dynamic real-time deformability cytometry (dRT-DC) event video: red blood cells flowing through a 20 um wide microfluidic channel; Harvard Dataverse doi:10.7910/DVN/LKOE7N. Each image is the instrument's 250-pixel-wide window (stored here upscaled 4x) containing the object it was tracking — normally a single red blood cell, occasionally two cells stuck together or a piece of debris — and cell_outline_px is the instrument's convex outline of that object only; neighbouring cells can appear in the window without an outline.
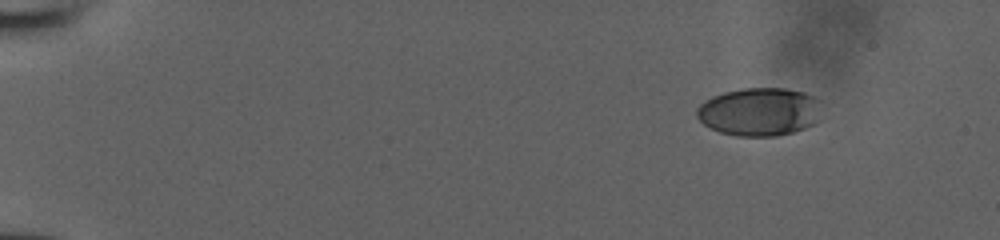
{"species": "human", "species_latin": "Homo sapiens", "temperature_condition": "room temperature", "stored_images_in_passage": 47, "camera_frame_rate_fps": 3000, "um_per_image_px": 0.085, "donor": {"sex": "male"}, "frame": {"image": 1, "passage_image": 1, "time_ms": 0.0, "image_size_px": [1000, 240], "cell_outline_px": [[820, 120], [804, 128], [792, 132], [776, 136], [736, 136], [720, 132], [704, 124], [696, 116], [696, 108], [700, 104], [712, 96], [724, 92], [744, 88], [784, 88], [804, 92], [816, 96], [820, 100]], "centroid_in_image_um": [64.58, 9.49], "position_along_channel_um": 20.4, "area_um2": 35.32}}
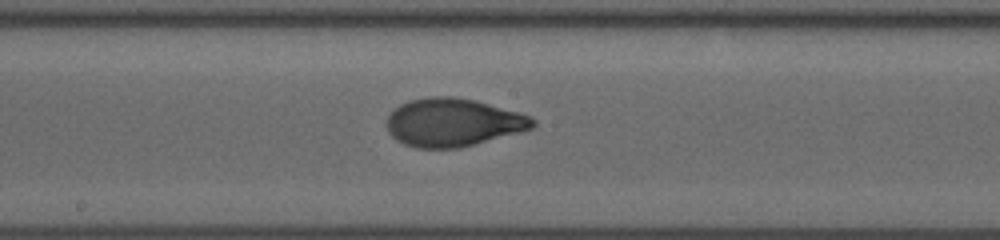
{"frame": {"image": 2, "passage_image": 25, "time_ms": 8.0, "image_size_px": [1000, 240], "cell_outline_px": [[536, 124], [532, 128], [520, 132], [456, 148], [416, 148], [404, 144], [396, 140], [388, 132], [388, 116], [400, 104], [408, 100], [428, 96], [452, 96], [472, 100], [520, 112], [532, 116], [536, 120]], "centroid_in_image_um": [38.51, 10.4], "position_along_channel_um": 209.7, "area_um2": 40.69}}
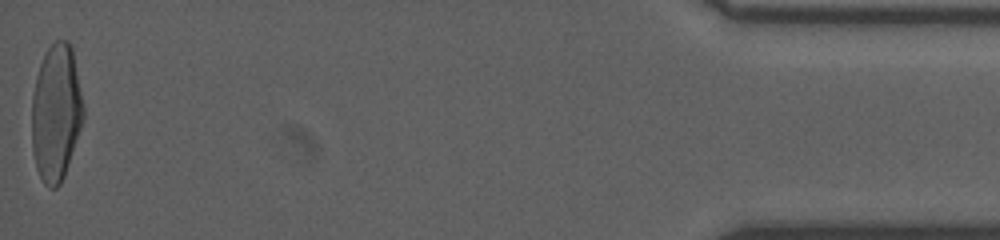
{"frame": {"image": 3, "passage_image": 47, "time_ms": 15.333, "image_size_px": [1000, 240], "cell_outline_px": [[84, 116], [64, 176], [60, 184], [56, 188], [48, 188], [44, 184], [36, 168], [32, 152], [32, 96], [36, 76], [40, 64], [48, 48], [56, 40], [68, 40], [72, 44], [84, 104]], "centroid_in_image_um": [4.77, 9.56], "position_along_channel_um": 430.4, "area_um2": 41.33}}